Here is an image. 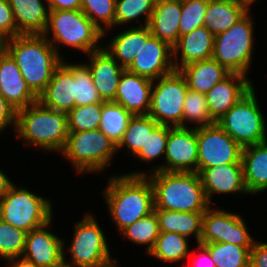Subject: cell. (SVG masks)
<instances>
[{
	"instance_id": "6da1fadb",
	"label": "cell",
	"mask_w": 267,
	"mask_h": 267,
	"mask_svg": "<svg viewBox=\"0 0 267 267\" xmlns=\"http://www.w3.org/2000/svg\"><path fill=\"white\" fill-rule=\"evenodd\" d=\"M100 193L117 233L154 211V190L147 176L117 172L109 175Z\"/></svg>"
},
{
	"instance_id": "7a4b0ae2",
	"label": "cell",
	"mask_w": 267,
	"mask_h": 267,
	"mask_svg": "<svg viewBox=\"0 0 267 267\" xmlns=\"http://www.w3.org/2000/svg\"><path fill=\"white\" fill-rule=\"evenodd\" d=\"M68 135V118L64 111L47 108L37 101L16 112L13 139L22 141L24 147L32 146V149L37 148L39 152L59 155Z\"/></svg>"
},
{
	"instance_id": "3957f363",
	"label": "cell",
	"mask_w": 267,
	"mask_h": 267,
	"mask_svg": "<svg viewBox=\"0 0 267 267\" xmlns=\"http://www.w3.org/2000/svg\"><path fill=\"white\" fill-rule=\"evenodd\" d=\"M4 50L13 58L31 91L39 97L62 62L52 44L42 34H21L9 38Z\"/></svg>"
},
{
	"instance_id": "277c9868",
	"label": "cell",
	"mask_w": 267,
	"mask_h": 267,
	"mask_svg": "<svg viewBox=\"0 0 267 267\" xmlns=\"http://www.w3.org/2000/svg\"><path fill=\"white\" fill-rule=\"evenodd\" d=\"M154 190V208L205 212L208 203L197 172L157 171L148 174Z\"/></svg>"
},
{
	"instance_id": "5b68a950",
	"label": "cell",
	"mask_w": 267,
	"mask_h": 267,
	"mask_svg": "<svg viewBox=\"0 0 267 267\" xmlns=\"http://www.w3.org/2000/svg\"><path fill=\"white\" fill-rule=\"evenodd\" d=\"M42 35L62 59L65 57L61 46L65 51L69 48L86 56L103 45V32L81 10H49L48 24Z\"/></svg>"
},
{
	"instance_id": "8992f818",
	"label": "cell",
	"mask_w": 267,
	"mask_h": 267,
	"mask_svg": "<svg viewBox=\"0 0 267 267\" xmlns=\"http://www.w3.org/2000/svg\"><path fill=\"white\" fill-rule=\"evenodd\" d=\"M59 155L78 176L105 173L114 158H117L114 156H118L117 146L99 129L69 132L65 147Z\"/></svg>"
},
{
	"instance_id": "52a82bcc",
	"label": "cell",
	"mask_w": 267,
	"mask_h": 267,
	"mask_svg": "<svg viewBox=\"0 0 267 267\" xmlns=\"http://www.w3.org/2000/svg\"><path fill=\"white\" fill-rule=\"evenodd\" d=\"M249 10L232 27L214 38L212 58L230 73L248 77L255 56V22Z\"/></svg>"
},
{
	"instance_id": "ba28073f",
	"label": "cell",
	"mask_w": 267,
	"mask_h": 267,
	"mask_svg": "<svg viewBox=\"0 0 267 267\" xmlns=\"http://www.w3.org/2000/svg\"><path fill=\"white\" fill-rule=\"evenodd\" d=\"M73 224L74 231L69 245L63 239L64 263L70 267H96L113 256V248L109 245L106 231L98 223L95 212H85Z\"/></svg>"
},
{
	"instance_id": "9c48e42d",
	"label": "cell",
	"mask_w": 267,
	"mask_h": 267,
	"mask_svg": "<svg viewBox=\"0 0 267 267\" xmlns=\"http://www.w3.org/2000/svg\"><path fill=\"white\" fill-rule=\"evenodd\" d=\"M54 201L14 183L0 200V219L10 225L30 232L46 225L55 216Z\"/></svg>"
},
{
	"instance_id": "30bf717a",
	"label": "cell",
	"mask_w": 267,
	"mask_h": 267,
	"mask_svg": "<svg viewBox=\"0 0 267 267\" xmlns=\"http://www.w3.org/2000/svg\"><path fill=\"white\" fill-rule=\"evenodd\" d=\"M257 93L254 86L216 121L242 148L267 141V116Z\"/></svg>"
},
{
	"instance_id": "8fae6325",
	"label": "cell",
	"mask_w": 267,
	"mask_h": 267,
	"mask_svg": "<svg viewBox=\"0 0 267 267\" xmlns=\"http://www.w3.org/2000/svg\"><path fill=\"white\" fill-rule=\"evenodd\" d=\"M188 84L180 70L154 80L148 115L158 124L182 127L184 99Z\"/></svg>"
},
{
	"instance_id": "7c38bea8",
	"label": "cell",
	"mask_w": 267,
	"mask_h": 267,
	"mask_svg": "<svg viewBox=\"0 0 267 267\" xmlns=\"http://www.w3.org/2000/svg\"><path fill=\"white\" fill-rule=\"evenodd\" d=\"M211 205L203 215L200 244L230 243L238 246H253L257 238L248 229L240 213L228 211L223 206ZM240 214V215H239Z\"/></svg>"
},
{
	"instance_id": "4fadbf2b",
	"label": "cell",
	"mask_w": 267,
	"mask_h": 267,
	"mask_svg": "<svg viewBox=\"0 0 267 267\" xmlns=\"http://www.w3.org/2000/svg\"><path fill=\"white\" fill-rule=\"evenodd\" d=\"M197 173L219 164L242 163L243 148L217 123L196 128Z\"/></svg>"
},
{
	"instance_id": "5bb4252c",
	"label": "cell",
	"mask_w": 267,
	"mask_h": 267,
	"mask_svg": "<svg viewBox=\"0 0 267 267\" xmlns=\"http://www.w3.org/2000/svg\"><path fill=\"white\" fill-rule=\"evenodd\" d=\"M126 70L157 80L175 70L173 49L166 42L152 36L147 25L141 26V50Z\"/></svg>"
},
{
	"instance_id": "9a60e30c",
	"label": "cell",
	"mask_w": 267,
	"mask_h": 267,
	"mask_svg": "<svg viewBox=\"0 0 267 267\" xmlns=\"http://www.w3.org/2000/svg\"><path fill=\"white\" fill-rule=\"evenodd\" d=\"M197 165L196 128L171 127L165 150L164 171L197 172Z\"/></svg>"
},
{
	"instance_id": "2e32d148",
	"label": "cell",
	"mask_w": 267,
	"mask_h": 267,
	"mask_svg": "<svg viewBox=\"0 0 267 267\" xmlns=\"http://www.w3.org/2000/svg\"><path fill=\"white\" fill-rule=\"evenodd\" d=\"M198 174L210 205H215V195L250 196L244 183L242 163L219 164L205 168Z\"/></svg>"
},
{
	"instance_id": "e0dca14e",
	"label": "cell",
	"mask_w": 267,
	"mask_h": 267,
	"mask_svg": "<svg viewBox=\"0 0 267 267\" xmlns=\"http://www.w3.org/2000/svg\"><path fill=\"white\" fill-rule=\"evenodd\" d=\"M54 220L27 232L22 257L39 267H56L63 262V237L52 231Z\"/></svg>"
},
{
	"instance_id": "ac0fdd59",
	"label": "cell",
	"mask_w": 267,
	"mask_h": 267,
	"mask_svg": "<svg viewBox=\"0 0 267 267\" xmlns=\"http://www.w3.org/2000/svg\"><path fill=\"white\" fill-rule=\"evenodd\" d=\"M253 80L238 73H229L219 81L207 94L209 114L216 122L228 112L253 87Z\"/></svg>"
},
{
	"instance_id": "d6986e66",
	"label": "cell",
	"mask_w": 267,
	"mask_h": 267,
	"mask_svg": "<svg viewBox=\"0 0 267 267\" xmlns=\"http://www.w3.org/2000/svg\"><path fill=\"white\" fill-rule=\"evenodd\" d=\"M94 86L104 102L114 101L118 84L125 70L102 46L86 55Z\"/></svg>"
},
{
	"instance_id": "ffe728a7",
	"label": "cell",
	"mask_w": 267,
	"mask_h": 267,
	"mask_svg": "<svg viewBox=\"0 0 267 267\" xmlns=\"http://www.w3.org/2000/svg\"><path fill=\"white\" fill-rule=\"evenodd\" d=\"M0 94L16 111L38 101L17 63L5 50L0 53Z\"/></svg>"
},
{
	"instance_id": "44dd1931",
	"label": "cell",
	"mask_w": 267,
	"mask_h": 267,
	"mask_svg": "<svg viewBox=\"0 0 267 267\" xmlns=\"http://www.w3.org/2000/svg\"><path fill=\"white\" fill-rule=\"evenodd\" d=\"M153 83V80L125 69L121 75L114 102L122 105L133 115H148Z\"/></svg>"
},
{
	"instance_id": "7402d4cb",
	"label": "cell",
	"mask_w": 267,
	"mask_h": 267,
	"mask_svg": "<svg viewBox=\"0 0 267 267\" xmlns=\"http://www.w3.org/2000/svg\"><path fill=\"white\" fill-rule=\"evenodd\" d=\"M215 36L204 26L179 37L173 49L175 70L196 61L212 58Z\"/></svg>"
},
{
	"instance_id": "603a6c76",
	"label": "cell",
	"mask_w": 267,
	"mask_h": 267,
	"mask_svg": "<svg viewBox=\"0 0 267 267\" xmlns=\"http://www.w3.org/2000/svg\"><path fill=\"white\" fill-rule=\"evenodd\" d=\"M181 10L182 0H156L154 11L147 24L151 35L173 48L180 37Z\"/></svg>"
},
{
	"instance_id": "cb8c5ba5",
	"label": "cell",
	"mask_w": 267,
	"mask_h": 267,
	"mask_svg": "<svg viewBox=\"0 0 267 267\" xmlns=\"http://www.w3.org/2000/svg\"><path fill=\"white\" fill-rule=\"evenodd\" d=\"M38 101L47 108L67 114L75 107L74 76L63 62L55 68L51 81Z\"/></svg>"
},
{
	"instance_id": "d4e9b609",
	"label": "cell",
	"mask_w": 267,
	"mask_h": 267,
	"mask_svg": "<svg viewBox=\"0 0 267 267\" xmlns=\"http://www.w3.org/2000/svg\"><path fill=\"white\" fill-rule=\"evenodd\" d=\"M241 161L250 197L267 192V141L244 147Z\"/></svg>"
},
{
	"instance_id": "484cf974",
	"label": "cell",
	"mask_w": 267,
	"mask_h": 267,
	"mask_svg": "<svg viewBox=\"0 0 267 267\" xmlns=\"http://www.w3.org/2000/svg\"><path fill=\"white\" fill-rule=\"evenodd\" d=\"M20 34H43L49 17L47 0H8Z\"/></svg>"
},
{
	"instance_id": "4316f807",
	"label": "cell",
	"mask_w": 267,
	"mask_h": 267,
	"mask_svg": "<svg viewBox=\"0 0 267 267\" xmlns=\"http://www.w3.org/2000/svg\"><path fill=\"white\" fill-rule=\"evenodd\" d=\"M171 127L172 126L159 124L152 131V133L148 135L144 147H142L141 150L133 157L134 159H131V161L136 159L138 165L145 162L146 165H149L148 169L144 168V170H142L141 166V169L130 170V172H126L124 174L131 176H147L148 174H151L153 172L164 171L165 150L169 130ZM156 161L159 162L157 165H155Z\"/></svg>"
},
{
	"instance_id": "83f0119b",
	"label": "cell",
	"mask_w": 267,
	"mask_h": 267,
	"mask_svg": "<svg viewBox=\"0 0 267 267\" xmlns=\"http://www.w3.org/2000/svg\"><path fill=\"white\" fill-rule=\"evenodd\" d=\"M179 70L189 89L205 95L230 73L213 58L190 63Z\"/></svg>"
},
{
	"instance_id": "f1b7e54d",
	"label": "cell",
	"mask_w": 267,
	"mask_h": 267,
	"mask_svg": "<svg viewBox=\"0 0 267 267\" xmlns=\"http://www.w3.org/2000/svg\"><path fill=\"white\" fill-rule=\"evenodd\" d=\"M160 232H175L200 242L204 212L169 211L154 208Z\"/></svg>"
},
{
	"instance_id": "f546056e",
	"label": "cell",
	"mask_w": 267,
	"mask_h": 267,
	"mask_svg": "<svg viewBox=\"0 0 267 267\" xmlns=\"http://www.w3.org/2000/svg\"><path fill=\"white\" fill-rule=\"evenodd\" d=\"M249 9L234 0H208L203 26L214 36L232 27Z\"/></svg>"
},
{
	"instance_id": "4dcf8cb0",
	"label": "cell",
	"mask_w": 267,
	"mask_h": 267,
	"mask_svg": "<svg viewBox=\"0 0 267 267\" xmlns=\"http://www.w3.org/2000/svg\"><path fill=\"white\" fill-rule=\"evenodd\" d=\"M117 31L119 32L111 33V39H103L102 46L124 69H127L141 50V26L117 28Z\"/></svg>"
},
{
	"instance_id": "1f68e13d",
	"label": "cell",
	"mask_w": 267,
	"mask_h": 267,
	"mask_svg": "<svg viewBox=\"0 0 267 267\" xmlns=\"http://www.w3.org/2000/svg\"><path fill=\"white\" fill-rule=\"evenodd\" d=\"M190 239L184 235L175 232H160L155 246L149 252L148 257L155 258L161 263L179 265L187 260L190 255ZM172 264V265H171Z\"/></svg>"
},
{
	"instance_id": "d6a6232c",
	"label": "cell",
	"mask_w": 267,
	"mask_h": 267,
	"mask_svg": "<svg viewBox=\"0 0 267 267\" xmlns=\"http://www.w3.org/2000/svg\"><path fill=\"white\" fill-rule=\"evenodd\" d=\"M159 124L149 115H133L124 133L123 139L117 146V154L124 153L126 156L134 157L144 147L148 135ZM126 153H125V152ZM130 155V156H129Z\"/></svg>"
},
{
	"instance_id": "836d02e7",
	"label": "cell",
	"mask_w": 267,
	"mask_h": 267,
	"mask_svg": "<svg viewBox=\"0 0 267 267\" xmlns=\"http://www.w3.org/2000/svg\"><path fill=\"white\" fill-rule=\"evenodd\" d=\"M155 3L156 0H116L115 28L146 26L154 11Z\"/></svg>"
},
{
	"instance_id": "e575fe53",
	"label": "cell",
	"mask_w": 267,
	"mask_h": 267,
	"mask_svg": "<svg viewBox=\"0 0 267 267\" xmlns=\"http://www.w3.org/2000/svg\"><path fill=\"white\" fill-rule=\"evenodd\" d=\"M118 234L119 237H122V240L125 239V241L134 243V245L143 246V253L148 255L155 246L160 234L159 222L155 211L135 221Z\"/></svg>"
},
{
	"instance_id": "d590c367",
	"label": "cell",
	"mask_w": 267,
	"mask_h": 267,
	"mask_svg": "<svg viewBox=\"0 0 267 267\" xmlns=\"http://www.w3.org/2000/svg\"><path fill=\"white\" fill-rule=\"evenodd\" d=\"M132 116V113L114 101L103 102L99 130L118 146Z\"/></svg>"
},
{
	"instance_id": "8d00e7d4",
	"label": "cell",
	"mask_w": 267,
	"mask_h": 267,
	"mask_svg": "<svg viewBox=\"0 0 267 267\" xmlns=\"http://www.w3.org/2000/svg\"><path fill=\"white\" fill-rule=\"evenodd\" d=\"M69 58L62 59V62L72 71L74 76L75 107L95 103H103L92 79L88 66L83 62H69ZM75 62V63H74Z\"/></svg>"
},
{
	"instance_id": "74e56055",
	"label": "cell",
	"mask_w": 267,
	"mask_h": 267,
	"mask_svg": "<svg viewBox=\"0 0 267 267\" xmlns=\"http://www.w3.org/2000/svg\"><path fill=\"white\" fill-rule=\"evenodd\" d=\"M209 114L206 95L188 88L182 115V127L199 128L215 124Z\"/></svg>"
},
{
	"instance_id": "f35d334b",
	"label": "cell",
	"mask_w": 267,
	"mask_h": 267,
	"mask_svg": "<svg viewBox=\"0 0 267 267\" xmlns=\"http://www.w3.org/2000/svg\"><path fill=\"white\" fill-rule=\"evenodd\" d=\"M216 267H249L250 250L253 246H238L230 243L202 244Z\"/></svg>"
},
{
	"instance_id": "ab89813d",
	"label": "cell",
	"mask_w": 267,
	"mask_h": 267,
	"mask_svg": "<svg viewBox=\"0 0 267 267\" xmlns=\"http://www.w3.org/2000/svg\"><path fill=\"white\" fill-rule=\"evenodd\" d=\"M115 5L116 0H82L81 11L103 32V39L116 31Z\"/></svg>"
},
{
	"instance_id": "60d3db41",
	"label": "cell",
	"mask_w": 267,
	"mask_h": 267,
	"mask_svg": "<svg viewBox=\"0 0 267 267\" xmlns=\"http://www.w3.org/2000/svg\"><path fill=\"white\" fill-rule=\"evenodd\" d=\"M103 103L76 106L68 114L69 132H82L99 129Z\"/></svg>"
},
{
	"instance_id": "b9f144b4",
	"label": "cell",
	"mask_w": 267,
	"mask_h": 267,
	"mask_svg": "<svg viewBox=\"0 0 267 267\" xmlns=\"http://www.w3.org/2000/svg\"><path fill=\"white\" fill-rule=\"evenodd\" d=\"M27 232L0 219V261L21 257L25 248Z\"/></svg>"
},
{
	"instance_id": "7bdbcfd3",
	"label": "cell",
	"mask_w": 267,
	"mask_h": 267,
	"mask_svg": "<svg viewBox=\"0 0 267 267\" xmlns=\"http://www.w3.org/2000/svg\"><path fill=\"white\" fill-rule=\"evenodd\" d=\"M208 0H182L180 37L203 26Z\"/></svg>"
},
{
	"instance_id": "ee69618b",
	"label": "cell",
	"mask_w": 267,
	"mask_h": 267,
	"mask_svg": "<svg viewBox=\"0 0 267 267\" xmlns=\"http://www.w3.org/2000/svg\"><path fill=\"white\" fill-rule=\"evenodd\" d=\"M0 32L7 38L21 35L14 20L8 0H0Z\"/></svg>"
},
{
	"instance_id": "f6af8a7d",
	"label": "cell",
	"mask_w": 267,
	"mask_h": 267,
	"mask_svg": "<svg viewBox=\"0 0 267 267\" xmlns=\"http://www.w3.org/2000/svg\"><path fill=\"white\" fill-rule=\"evenodd\" d=\"M16 112L10 103L0 94V136L10 129H12V134L15 132Z\"/></svg>"
},
{
	"instance_id": "bcb514c9",
	"label": "cell",
	"mask_w": 267,
	"mask_h": 267,
	"mask_svg": "<svg viewBox=\"0 0 267 267\" xmlns=\"http://www.w3.org/2000/svg\"><path fill=\"white\" fill-rule=\"evenodd\" d=\"M197 247L190 251V255L187 258L188 267H216L215 262L209 254V251L200 243H195ZM193 250V251H192Z\"/></svg>"
},
{
	"instance_id": "7dc6e473",
	"label": "cell",
	"mask_w": 267,
	"mask_h": 267,
	"mask_svg": "<svg viewBox=\"0 0 267 267\" xmlns=\"http://www.w3.org/2000/svg\"><path fill=\"white\" fill-rule=\"evenodd\" d=\"M249 267H267V242L256 240L250 250Z\"/></svg>"
},
{
	"instance_id": "c3c4849f",
	"label": "cell",
	"mask_w": 267,
	"mask_h": 267,
	"mask_svg": "<svg viewBox=\"0 0 267 267\" xmlns=\"http://www.w3.org/2000/svg\"><path fill=\"white\" fill-rule=\"evenodd\" d=\"M49 10H81L82 0H47Z\"/></svg>"
},
{
	"instance_id": "681fc988",
	"label": "cell",
	"mask_w": 267,
	"mask_h": 267,
	"mask_svg": "<svg viewBox=\"0 0 267 267\" xmlns=\"http://www.w3.org/2000/svg\"><path fill=\"white\" fill-rule=\"evenodd\" d=\"M5 168H0V200L7 193V191L14 184V181L10 179V174L4 171ZM9 175V176H8Z\"/></svg>"
},
{
	"instance_id": "f907efd6",
	"label": "cell",
	"mask_w": 267,
	"mask_h": 267,
	"mask_svg": "<svg viewBox=\"0 0 267 267\" xmlns=\"http://www.w3.org/2000/svg\"><path fill=\"white\" fill-rule=\"evenodd\" d=\"M5 267H39L34 262H31L25 258L15 257L4 261Z\"/></svg>"
},
{
	"instance_id": "816d5d0a",
	"label": "cell",
	"mask_w": 267,
	"mask_h": 267,
	"mask_svg": "<svg viewBox=\"0 0 267 267\" xmlns=\"http://www.w3.org/2000/svg\"><path fill=\"white\" fill-rule=\"evenodd\" d=\"M118 258H114V255L108 260L98 264L96 267H121L119 264Z\"/></svg>"
},
{
	"instance_id": "f5cc1de1",
	"label": "cell",
	"mask_w": 267,
	"mask_h": 267,
	"mask_svg": "<svg viewBox=\"0 0 267 267\" xmlns=\"http://www.w3.org/2000/svg\"><path fill=\"white\" fill-rule=\"evenodd\" d=\"M234 1L245 5L249 10H251L252 5H254V3L256 4L258 0H234Z\"/></svg>"
},
{
	"instance_id": "db71d44e",
	"label": "cell",
	"mask_w": 267,
	"mask_h": 267,
	"mask_svg": "<svg viewBox=\"0 0 267 267\" xmlns=\"http://www.w3.org/2000/svg\"><path fill=\"white\" fill-rule=\"evenodd\" d=\"M5 44H6V41H0V53L4 50Z\"/></svg>"
},
{
	"instance_id": "11a10c76",
	"label": "cell",
	"mask_w": 267,
	"mask_h": 267,
	"mask_svg": "<svg viewBox=\"0 0 267 267\" xmlns=\"http://www.w3.org/2000/svg\"><path fill=\"white\" fill-rule=\"evenodd\" d=\"M8 39L0 32V41H7Z\"/></svg>"
},
{
	"instance_id": "9f6ffc18",
	"label": "cell",
	"mask_w": 267,
	"mask_h": 267,
	"mask_svg": "<svg viewBox=\"0 0 267 267\" xmlns=\"http://www.w3.org/2000/svg\"><path fill=\"white\" fill-rule=\"evenodd\" d=\"M56 267H70V266H68L66 263L62 262L60 265H58Z\"/></svg>"
}]
</instances>
